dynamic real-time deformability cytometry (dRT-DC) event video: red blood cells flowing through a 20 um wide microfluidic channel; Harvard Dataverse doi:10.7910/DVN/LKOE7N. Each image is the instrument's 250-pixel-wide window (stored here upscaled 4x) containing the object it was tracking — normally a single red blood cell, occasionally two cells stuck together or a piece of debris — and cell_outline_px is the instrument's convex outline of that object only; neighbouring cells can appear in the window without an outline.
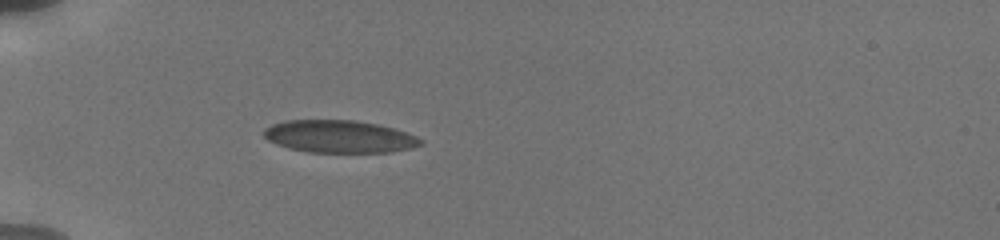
{"species": "human", "species_latin": "Homo sapiens", "temperature_condition": "cold", "stored_images_in_passage": 6, "camera_frame_rate_fps": 3000, "um_per_image_px": 0.085, "donor": {"sex": "male"}, "frame": {"image": 1, "passage_image": 4, "time_ms": 2.0, "image_size_px": [1000, 240], "cell_outline_px": [[424, 144], [412, 148], [392, 152], [308, 152], [288, 148], [276, 144], [268, 140], [264, 136], [264, 128], [272, 124], [284, 120], [356, 120], [376, 124], [392, 128], [416, 136], [424, 140]], "centroid_in_image_um": [28.84, 11.61], "position_along_channel_um": 56.2, "area_um2": 29.77}}
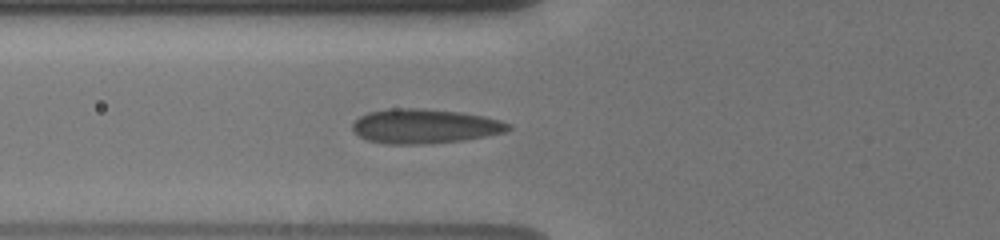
{"frame": {"image": 2, "passage_image": 6, "time_ms": 3.333, "image_size_px": [1000, 240], "cell_outline_px": [[512, 128], [504, 132], [464, 140], [424, 144], [388, 144], [368, 140], [360, 136], [352, 128], [352, 124], [360, 116], [368, 112], [392, 108], [420, 108], [460, 112], [484, 116], [500, 120], [508, 124]], "centroid_in_image_um": [36.09, 10.72], "position_along_channel_um": 89.7, "area_um2": 31.1}}